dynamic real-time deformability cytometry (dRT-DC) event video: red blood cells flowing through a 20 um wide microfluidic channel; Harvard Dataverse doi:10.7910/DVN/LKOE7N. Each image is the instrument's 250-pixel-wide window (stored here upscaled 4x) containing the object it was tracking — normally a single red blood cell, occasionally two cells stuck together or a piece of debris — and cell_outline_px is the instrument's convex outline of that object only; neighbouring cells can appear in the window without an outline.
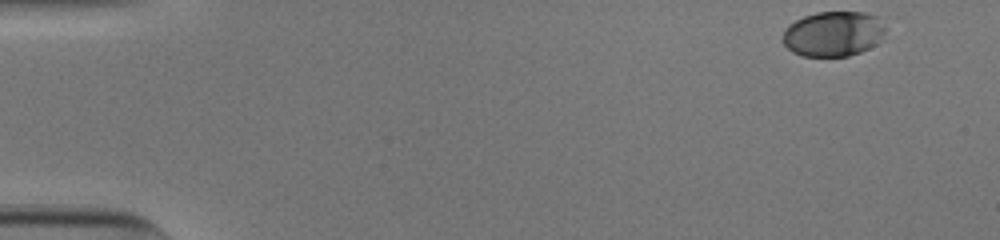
{"species": "human", "species_latin": "Homo sapiens", "temperature_condition": "cold", "stored_images_in_passage": 42, "camera_frame_rate_fps": 3000, "um_per_image_px": 0.085, "donor": {"sex": "male"}, "frame": {"image": 1, "passage_image": 1, "time_ms": 0.0, "image_size_px": [1000, 240], "cell_outline_px": [[888, 28], [876, 44], [860, 52], [848, 56], [800, 56], [792, 52], [784, 44], [784, 28], [788, 24], [804, 16], [816, 12], [864, 12], [880, 16]], "centroid_in_image_um": [70.87, 2.86], "position_along_channel_um": 14.1, "area_um2": 27.34}}
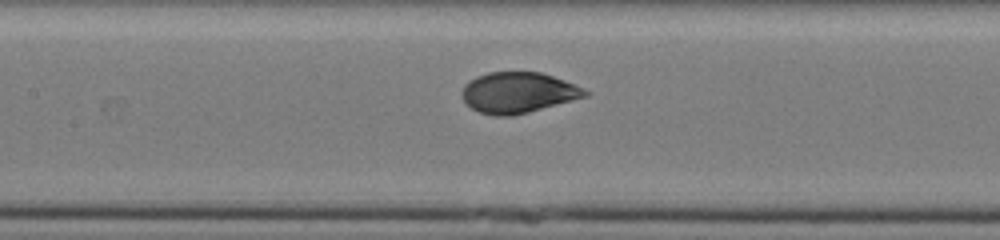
{"frame": {"image": 2, "passage_image": 23, "time_ms": 7.333, "image_size_px": [1000, 240], "cell_outline_px": [[592, 92], [588, 96], [528, 112], [512, 116], [496, 116], [480, 112], [464, 104], [460, 96], [460, 92], [464, 84], [468, 80], [476, 76], [488, 72], [540, 72], [564, 80], [584, 88]], "centroid_in_image_um": [44.0, 7.87], "position_along_channel_um": 163.4, "area_um2": 29.54}}
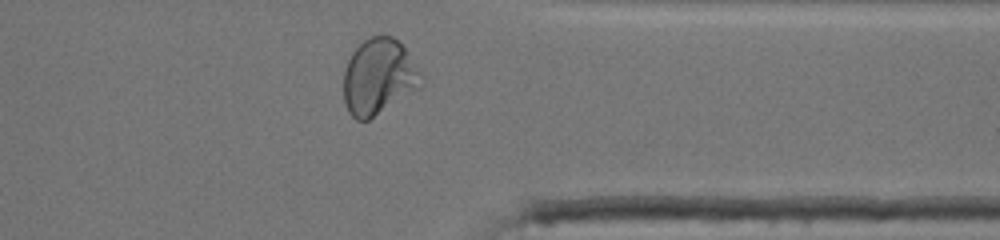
{"frame": {"image": 3, "passage_image": 40, "time_ms": 13.0, "image_size_px": [1000, 240], "cell_outline_px": [[424, 84], [420, 88], [368, 120], [356, 120], [348, 112], [344, 104], [344, 72], [348, 60], [352, 52], [364, 40], [372, 36], [392, 36], [404, 48], [420, 72]], "centroid_in_image_um": [32.18, 6.55], "position_along_channel_um": 379.2, "area_um2": 34.04}, "authors_computed_cell_mechanics": {"area_um2": 29.5358, "velocity_mm_per_s": 3.8954, "shape_relaxation_time_tau1_ms": 3.3132, "shape_relaxation_time_tau2_ms": null, "deformation_change_tau1": 0.1422, "deformation_change_tau2": null}}